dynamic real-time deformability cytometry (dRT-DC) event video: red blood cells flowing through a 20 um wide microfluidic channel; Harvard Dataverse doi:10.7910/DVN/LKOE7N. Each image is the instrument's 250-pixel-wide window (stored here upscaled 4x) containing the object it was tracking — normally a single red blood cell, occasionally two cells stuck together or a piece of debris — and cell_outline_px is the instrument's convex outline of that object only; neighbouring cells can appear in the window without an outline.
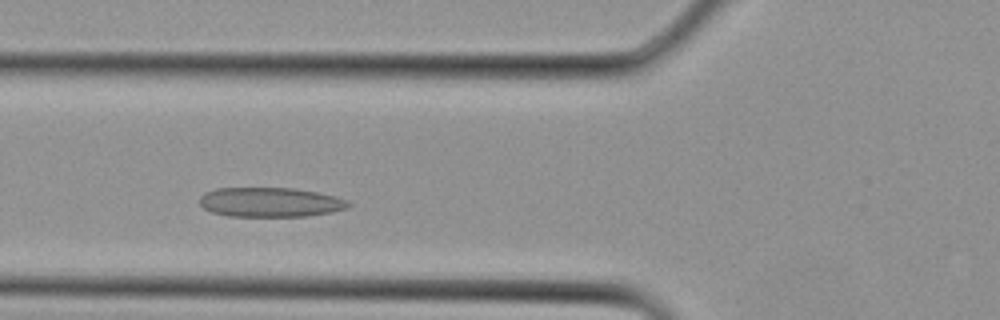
{"species": "Egyptian fruit bat (a non-hibernating species)", "species_latin": "Rousettus aegyptiacus", "temperature_condition": "cold", "stored_images_in_passage": 25, "camera_frame_rate_fps": 3000, "um_per_image_px": 0.085, "animal": {"sex": "female"}, "frame": {"image": 1, "passage_image": 5, "time_ms": 1.333, "image_size_px": [1000, 320], "cell_outline_px": [[352, 204], [348, 208], [332, 212], [308, 216], [228, 216], [212, 212], [204, 208], [200, 204], [200, 196], [204, 192], [216, 188], [292, 188], [316, 192], [336, 196], [348, 200]], "centroid_in_image_um": [22.99, 17.19], "position_along_channel_um": 102.8, "area_um2": 25.72}}
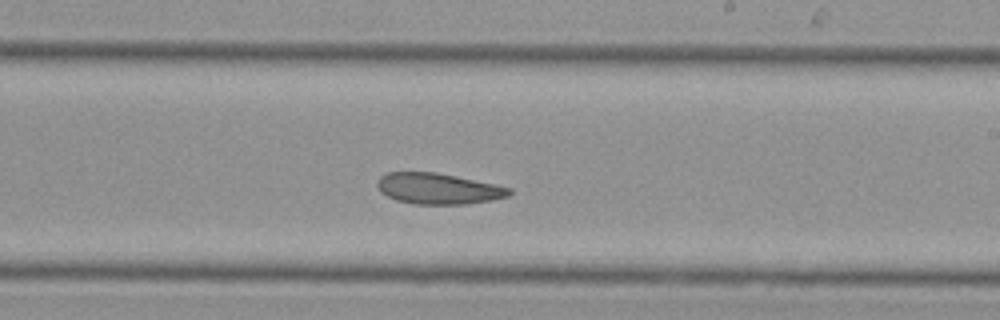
{"frame": {"image": 2, "passage_image": 12, "time_ms": 3.667, "image_size_px": [1000, 320], "cell_outline_px": [[512, 192], [508, 196], [492, 200], [464, 204], [412, 204], [396, 200], [380, 192], [376, 184], [380, 176], [388, 172], [436, 172], [496, 184], [512, 188]], "centroid_in_image_um": [37.24, 16.03], "position_along_channel_um": 251.8, "area_um2": 23.87}}
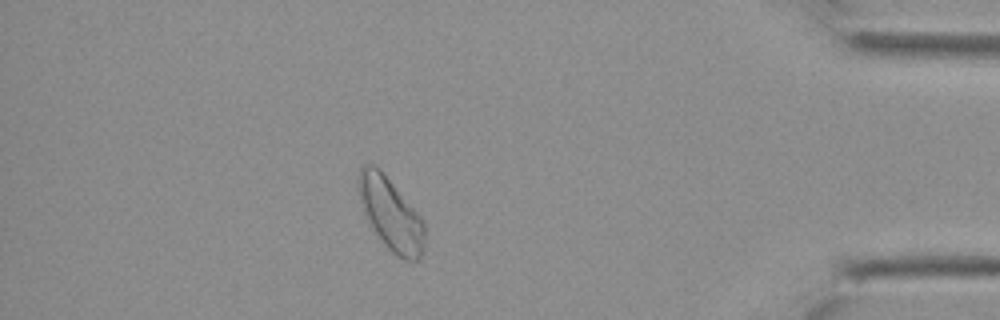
{"frame": {"image": 3, "passage_image": 21, "time_ms": 6.667, "image_size_px": [1000, 320], "cell_outline_px": [[424, 252], [420, 260], [404, 260], [396, 256], [384, 244], [376, 232], [364, 212], [356, 184], [356, 180], [360, 168], [364, 164], [372, 164], [380, 168], [420, 216], [424, 224]], "centroid_in_image_um": [33.21, 18.18], "position_along_channel_um": 402.0, "area_um2": 27.74}}